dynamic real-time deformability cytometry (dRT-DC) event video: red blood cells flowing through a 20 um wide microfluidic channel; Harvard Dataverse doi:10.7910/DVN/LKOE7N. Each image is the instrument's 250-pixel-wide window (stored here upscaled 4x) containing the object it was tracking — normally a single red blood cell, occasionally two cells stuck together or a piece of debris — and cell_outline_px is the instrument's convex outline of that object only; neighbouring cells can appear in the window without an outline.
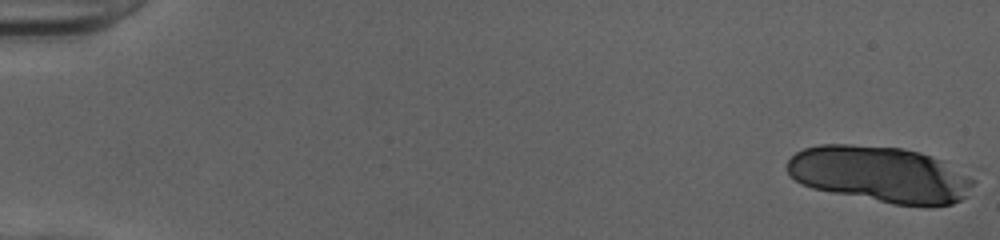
{"species": "human", "species_latin": "Homo sapiens", "temperature_condition": "cold", "stored_images_in_passage": 18, "camera_frame_rate_fps": 3000, "um_per_image_px": 0.085, "donor": {"sex": "female"}, "frame": {"image": 1, "passage_image": 1, "time_ms": 0.0, "image_size_px": [1000, 240], "cell_outline_px": [[980, 168], [976, 180], [968, 196], [952, 204], [928, 208], [924, 208], [892, 204], [812, 188], [796, 180], [788, 172], [788, 160], [796, 152], [804, 148], [820, 144], [852, 144], [900, 148], [920, 152]], "centroid_in_image_um": [75.11, 14.82], "position_along_channel_um": 9.9, "area_um2": 63.58}}